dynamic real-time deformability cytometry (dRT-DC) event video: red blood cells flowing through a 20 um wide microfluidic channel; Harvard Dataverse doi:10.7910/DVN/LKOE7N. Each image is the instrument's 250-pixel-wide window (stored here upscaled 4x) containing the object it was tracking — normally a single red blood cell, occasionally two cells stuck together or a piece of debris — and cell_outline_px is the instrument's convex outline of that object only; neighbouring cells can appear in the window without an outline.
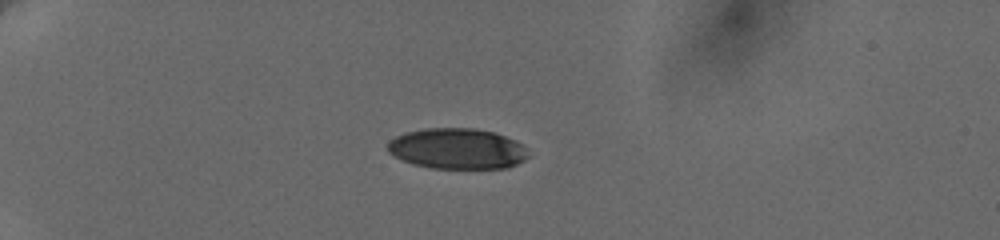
{"species": "human", "species_latin": "Homo sapiens", "temperature_condition": "cold", "stored_images_in_passage": 2, "camera_frame_rate_fps": 3000, "um_per_image_px": 0.085, "donor": {"sex": "female"}, "frame": {"image": 1, "passage_image": 1, "time_ms": 0.0, "image_size_px": [1000, 240], "cell_outline_px": [[528, 156], [524, 160], [508, 168], [432, 168], [412, 164], [400, 160], [388, 152], [388, 140], [404, 132], [424, 128], [472, 128], [496, 132], [516, 140], [524, 144]], "centroid_in_image_um": [38.85, 12.63], "position_along_channel_um": 46.1, "area_um2": 33.7}}